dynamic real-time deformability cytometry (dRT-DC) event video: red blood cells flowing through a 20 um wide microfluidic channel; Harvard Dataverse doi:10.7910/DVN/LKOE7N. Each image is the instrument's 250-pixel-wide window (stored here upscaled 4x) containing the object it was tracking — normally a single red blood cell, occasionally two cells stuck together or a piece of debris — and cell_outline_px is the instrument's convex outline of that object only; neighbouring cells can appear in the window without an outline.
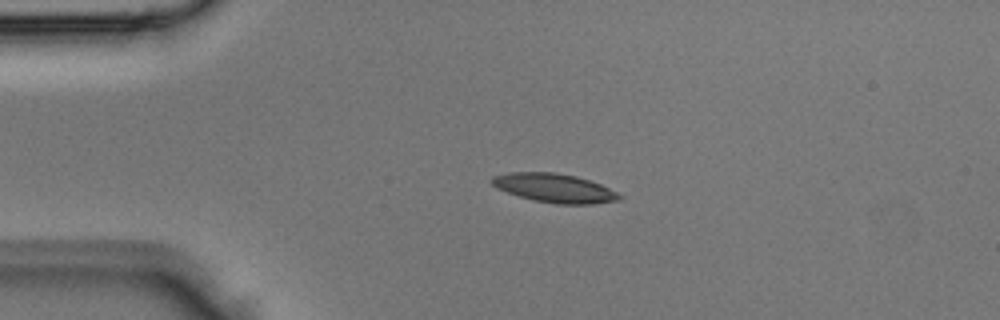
{"species": "Egyptian fruit bat (a non-hibernating species)", "species_latin": "Rousettus aegyptiacus", "temperature_condition": "room temperature", "stored_images_in_passage": 2, "camera_frame_rate_fps": 3000, "um_per_image_px": 0.085, "animal": {"sex": "male"}, "frame": {"image": 1, "passage_image": 1, "time_ms": 0.0, "image_size_px": [1000, 320], "cell_outline_px": [[624, 196], [620, 200], [592, 204], [556, 204], [532, 200], [496, 188], [488, 180], [492, 176], [508, 172], [552, 172], [576, 176], [600, 184]], "centroid_in_image_um": [47.1, 15.98], "position_along_channel_um": 37.9, "area_um2": 21.5}}